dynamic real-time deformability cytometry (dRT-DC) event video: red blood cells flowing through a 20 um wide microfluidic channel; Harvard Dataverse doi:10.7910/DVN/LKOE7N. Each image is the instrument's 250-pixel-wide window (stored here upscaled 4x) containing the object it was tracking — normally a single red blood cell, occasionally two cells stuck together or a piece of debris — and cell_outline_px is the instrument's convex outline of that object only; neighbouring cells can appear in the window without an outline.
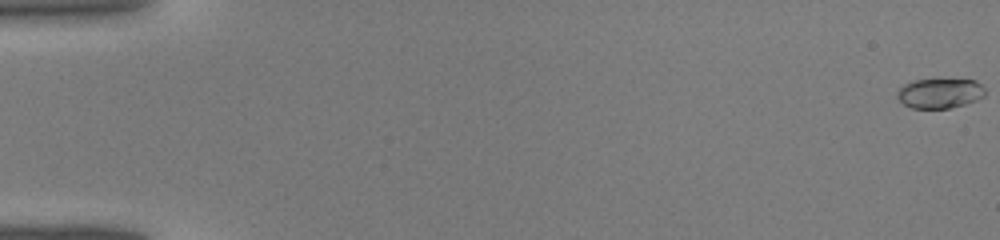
{"species": "common noctule bat (a hibernating species)", "species_latin": "Nyctalus noctula", "temperature_condition": "warm", "stored_images_in_passage": 44, "camera_frame_rate_fps": 3000, "um_per_image_px": 0.085, "animal": {"sex": "male", "body_mass_g": 19.0, "forearm_length_mm": 50.8}, "frame": {"image": 1, "passage_image": 1, "time_ms": 0.0, "image_size_px": [1000, 240], "cell_outline_px": [[984, 96], [976, 100], [964, 104], [948, 108], [912, 108], [904, 104], [896, 96], [896, 92], [904, 84], [912, 80], [976, 80], [984, 88]], "centroid_in_image_um": [79.86, 7.93], "position_along_channel_um": 5.1, "area_um2": 15.09}}
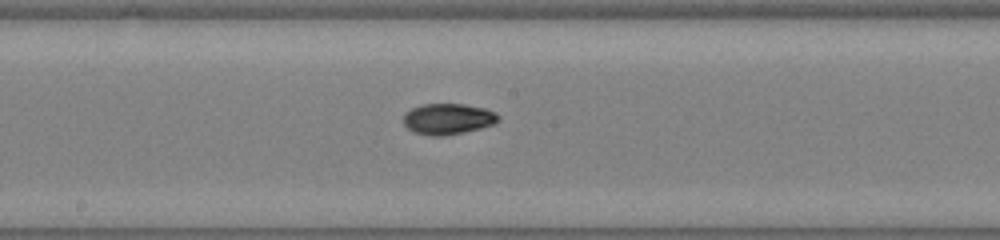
{"frame": {"image": 2, "passage_image": 25, "time_ms": 8.0, "image_size_px": [1000, 240], "cell_outline_px": [[500, 120], [496, 124], [464, 132], [444, 136], [432, 136], [412, 132], [404, 124], [404, 116], [412, 108], [420, 104], [464, 104], [484, 108], [496, 112], [500, 116]], "centroid_in_image_um": [38.11, 10.11], "position_along_channel_um": 210.1, "area_um2": 17.22}}
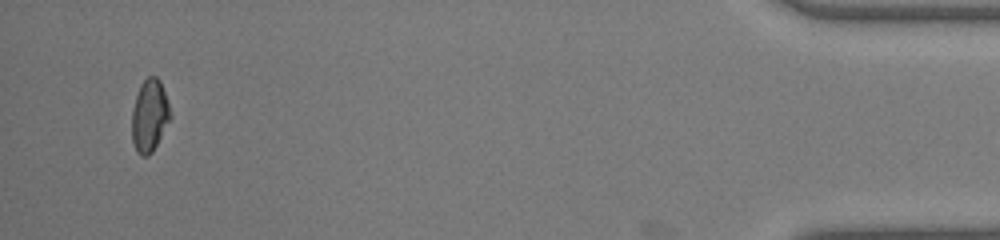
{"frame": {"image": 3, "passage_image": 43, "time_ms": 14.0, "image_size_px": [1000, 240], "cell_outline_px": [[172, 116], [152, 152], [148, 156], [140, 156], [136, 152], [132, 140], [132, 112], [136, 96], [140, 84], [148, 76], [156, 76], [160, 80]], "centroid_in_image_um": [12.7, 9.84], "position_along_channel_um": 422.5, "area_um2": 16.13}}